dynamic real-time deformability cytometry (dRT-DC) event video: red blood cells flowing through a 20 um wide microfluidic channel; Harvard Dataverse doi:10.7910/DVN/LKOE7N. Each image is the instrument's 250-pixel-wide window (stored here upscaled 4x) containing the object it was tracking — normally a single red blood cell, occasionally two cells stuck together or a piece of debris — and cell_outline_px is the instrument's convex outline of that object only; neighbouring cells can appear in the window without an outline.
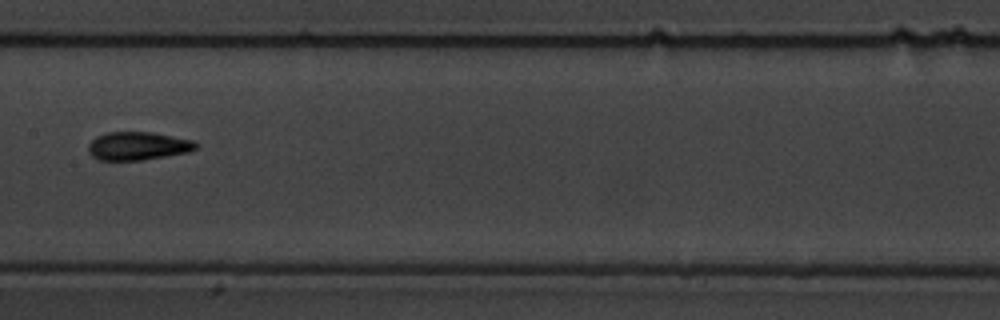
{"species": "common noctule bat (a hibernating species)", "species_latin": "Nyctalus noctula", "temperature_condition": "warm", "stored_images_in_passage": 15, "camera_frame_rate_fps": 3000, "um_per_image_px": 0.085, "animal": {"sex": "male", "body_mass_g": 19.5, "forearm_length_mm": 54.6}, "frame": {"image": 1, "passage_image": 7, "time_ms": 9.0, "image_size_px": [1000, 320], "cell_outline_px": [[200, 144], [196, 148], [188, 152], [144, 160], [100, 160], [92, 156], [88, 152], [88, 144], [96, 136], [108, 132], [152, 132], [192, 140]], "centroid_in_image_um": [11.71, 12.41], "position_along_channel_um": 195.7, "area_um2": 17.74}}
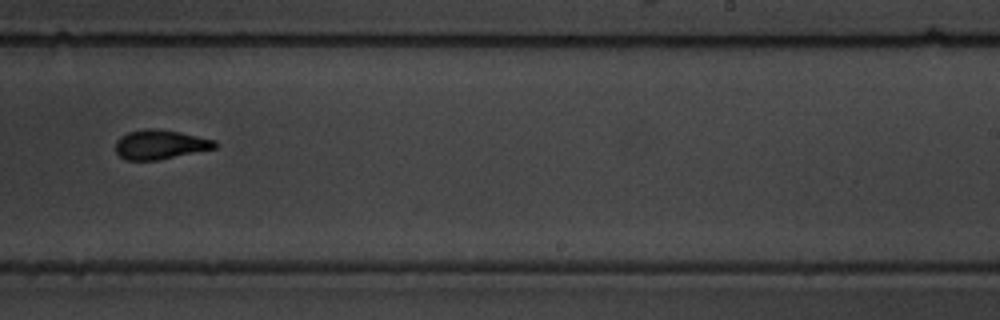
{"frame": {"image": 2, "passage_image": 9, "time_ms": 11.333, "image_size_px": [1000, 320], "cell_outline_px": [[216, 148], [156, 160], [124, 160], [116, 152], [116, 140], [120, 136], [128, 132], [144, 128], [152, 128], [180, 132], [216, 140]], "centroid_in_image_um": [13.58, 12.27], "position_along_channel_um": 275.4, "area_um2": 16.94}}
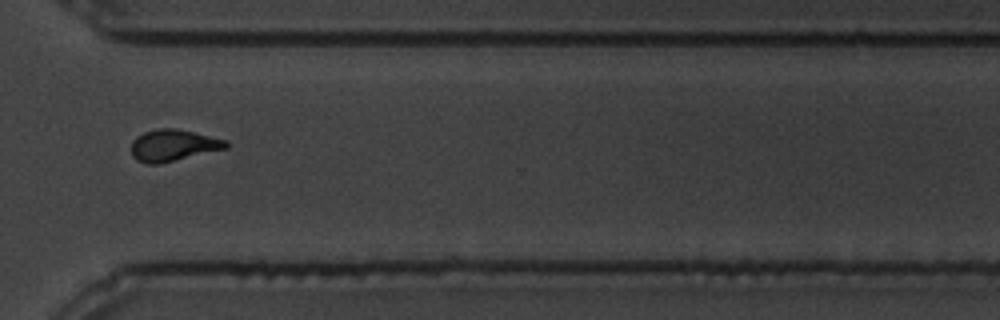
{"frame": {"image": 3, "passage_image": 11, "time_ms": 13.667, "image_size_px": [1000, 320], "cell_outline_px": [[228, 148], [156, 164], [148, 164], [136, 160], [132, 156], [132, 140], [136, 136], [144, 132], [160, 128], [176, 128], [228, 140]], "centroid_in_image_um": [14.71, 12.34], "position_along_channel_um": 355.9, "area_um2": 17.34}, "authors_computed_cell_mechanics": {"area_um2": 17.34, "velocity_mm_per_s": 3.4331, "shape_relaxation_time_tau1_ms": 6.9177, "shape_relaxation_time_tau2_ms": 2.9619, "deformation_change_tau1": 0.1875, "deformation_change_tau2": 0.0859}}